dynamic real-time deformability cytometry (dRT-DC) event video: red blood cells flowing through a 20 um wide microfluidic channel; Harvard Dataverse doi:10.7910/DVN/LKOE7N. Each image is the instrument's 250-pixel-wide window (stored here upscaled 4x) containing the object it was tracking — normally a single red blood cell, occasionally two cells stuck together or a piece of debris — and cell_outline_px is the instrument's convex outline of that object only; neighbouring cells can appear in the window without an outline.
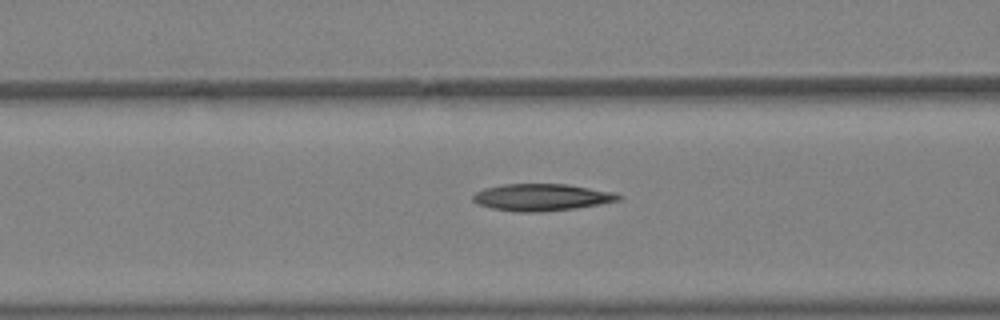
{"species": "Egyptian fruit bat (a non-hibernating species)", "species_latin": "Rousettus aegyptiacus", "temperature_condition": "warm", "stored_images_in_passage": 4, "camera_frame_rate_fps": 3000, "um_per_image_px": 0.085, "animal": {"sex": "female"}, "frame": {"image": 1, "passage_image": 3, "time_ms": 0.667, "image_size_px": [1000, 320], "cell_outline_px": [[624, 196], [620, 200], [600, 204], [576, 208], [540, 212], [516, 212], [492, 208], [480, 204], [472, 200], [472, 196], [476, 192], [484, 188], [504, 184], [568, 184], [616, 192]], "centroid_in_image_um": [46.09, 16.76], "position_along_channel_um": 120.5, "area_um2": 23.0}}